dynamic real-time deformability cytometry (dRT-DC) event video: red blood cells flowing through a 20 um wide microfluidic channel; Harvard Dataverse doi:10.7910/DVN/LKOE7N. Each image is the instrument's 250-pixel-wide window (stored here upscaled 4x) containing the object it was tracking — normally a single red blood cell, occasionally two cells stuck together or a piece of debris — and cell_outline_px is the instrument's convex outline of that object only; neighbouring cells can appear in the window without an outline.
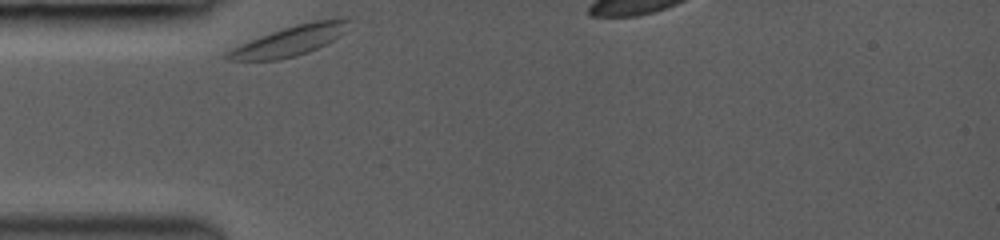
{"species": "common noctule bat (a hibernating species)", "species_latin": "Nyctalus noctula", "temperature_condition": "room temperature", "stored_images_in_passage": 10, "camera_frame_rate_fps": 3000, "um_per_image_px": 0.085, "animal": {"sex": "female", "body_mass_g": 19.0, "forearm_length_mm": 53.3}, "frame": {"image": 1, "passage_image": 1, "time_ms": 0.0, "image_size_px": [1000, 240], "cell_outline_px": [[352, 20], [344, 32], [340, 36], [308, 52], [296, 56], [280, 60], [224, 60], [220, 56], [232, 48], [260, 36], [296, 24], [312, 20], [340, 16], [348, 16]], "centroid_in_image_um": [24.67, 3.44], "position_along_channel_um": 60.3, "area_um2": 21.56}}